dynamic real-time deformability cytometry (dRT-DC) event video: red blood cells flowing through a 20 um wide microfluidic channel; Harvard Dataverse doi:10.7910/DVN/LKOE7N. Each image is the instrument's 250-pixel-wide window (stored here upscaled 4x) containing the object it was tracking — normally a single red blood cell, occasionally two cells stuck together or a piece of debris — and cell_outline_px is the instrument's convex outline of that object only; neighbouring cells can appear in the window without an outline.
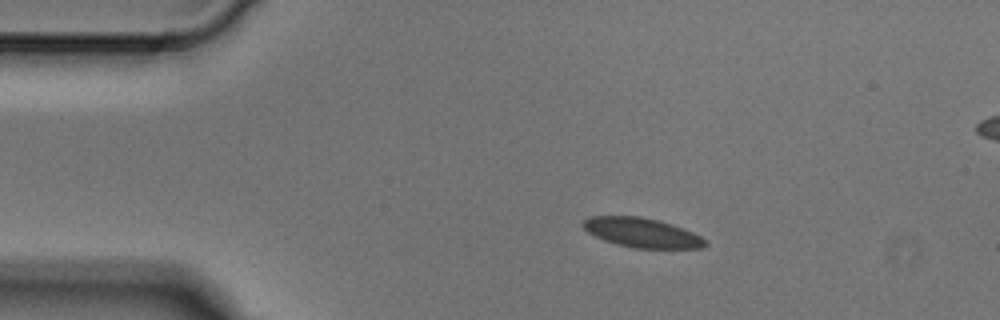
{"species": "Egyptian fruit bat (a non-hibernating species)", "species_latin": "Rousettus aegyptiacus", "temperature_condition": "cold", "stored_images_in_passage": 4, "camera_frame_rate_fps": 3000, "um_per_image_px": 0.085, "animal": {"sex": "male"}, "frame": {"image": 1, "passage_image": 2, "time_ms": 0.333, "image_size_px": [1000, 320], "cell_outline_px": [[708, 244], [704, 248], [636, 248], [616, 244], [604, 240], [588, 232], [580, 224], [588, 216], [640, 216], [660, 220], [672, 224], [692, 232], [700, 236]], "centroid_in_image_um": [54.55, 19.77], "position_along_channel_um": 30.5, "area_um2": 20.98}}